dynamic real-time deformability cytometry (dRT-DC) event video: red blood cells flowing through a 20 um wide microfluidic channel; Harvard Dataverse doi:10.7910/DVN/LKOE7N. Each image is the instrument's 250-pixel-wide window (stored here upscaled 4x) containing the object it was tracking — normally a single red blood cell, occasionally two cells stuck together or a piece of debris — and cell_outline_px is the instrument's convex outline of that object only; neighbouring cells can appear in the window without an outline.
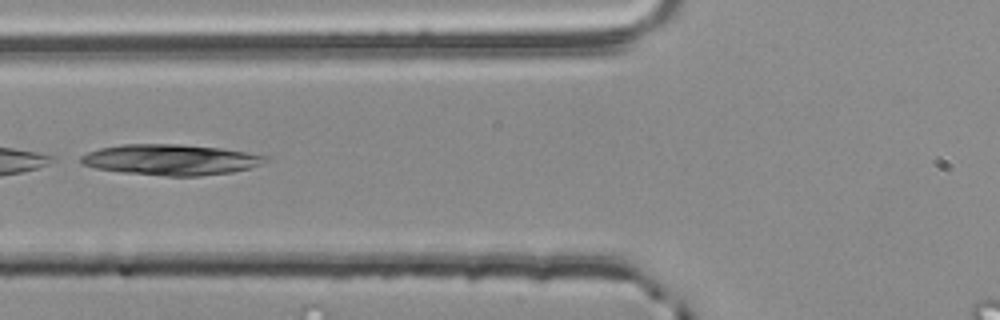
{"species": "common noctule bat (a hibernating species)", "species_latin": "Nyctalus noctula", "temperature_condition": "room temperature", "stored_images_in_passage": 29, "camera_frame_rate_fps": 3000, "um_per_image_px": 0.085, "animal": {"sex": "male", "body_mass_g": 20.4}, "frame": {"image": 1, "passage_image": 22, "time_ms": 7.0, "image_size_px": [1000, 320], "cell_outline_px": [[268, 160], [260, 164], [248, 168], [232, 172], [200, 176], [164, 176], [124, 172], [96, 168], [80, 164], [80, 156], [88, 152], [100, 148], [120, 144], [180, 144], [220, 148], [268, 156]], "centroid_in_image_um": [14.48, 13.57], "position_along_channel_um": 111.3, "area_um2": 32.95}}